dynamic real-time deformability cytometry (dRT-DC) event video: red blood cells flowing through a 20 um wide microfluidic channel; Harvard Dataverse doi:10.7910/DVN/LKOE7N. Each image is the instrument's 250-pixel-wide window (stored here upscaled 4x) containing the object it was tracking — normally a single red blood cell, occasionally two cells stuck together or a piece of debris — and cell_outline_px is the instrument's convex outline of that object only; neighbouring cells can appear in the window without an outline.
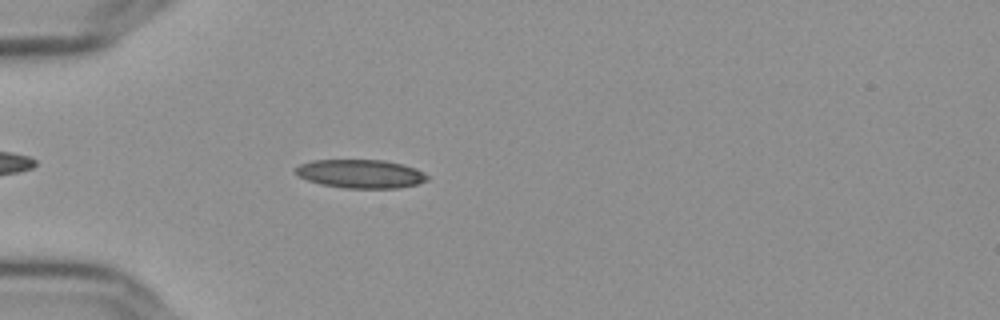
{"species": "Egyptian fruit bat (a non-hibernating species)", "species_latin": "Rousettus aegyptiacus", "temperature_condition": "cold", "stored_images_in_passage": 45, "camera_frame_rate_fps": 3000, "um_per_image_px": 0.085, "frame": {"image": 1, "passage_image": 6, "time_ms": 1.667, "image_size_px": [1000, 320], "cell_outline_px": [[428, 180], [416, 184], [400, 188], [344, 188], [320, 184], [296, 176], [292, 172], [300, 164], [312, 160], [384, 160], [416, 168], [428, 176]], "centroid_in_image_um": [30.6, 14.77], "position_along_channel_um": 54.4, "area_um2": 22.02}}
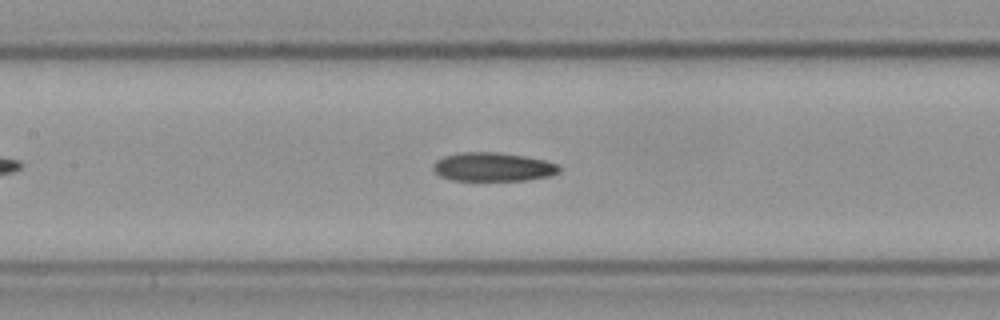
{"frame": {"image": 2, "passage_image": 16, "time_ms": 5.0, "image_size_px": [1000, 320], "cell_outline_px": [[560, 172], [548, 176], [524, 180], [452, 180], [440, 176], [432, 168], [436, 160], [444, 156], [460, 152], [500, 152], [524, 156], [544, 160], [556, 164], [560, 168]], "centroid_in_image_um": [41.88, 14.18], "position_along_channel_um": 165.5, "area_um2": 20.98}}
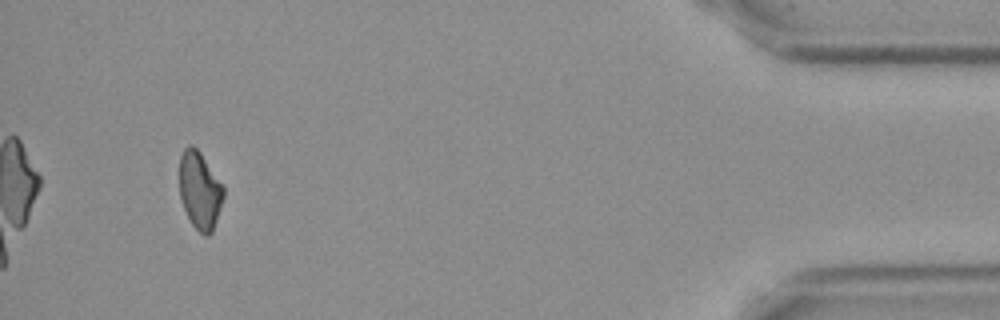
{"frame": {"image": 3, "passage_image": 42, "time_ms": 13.667, "image_size_px": [1000, 320], "cell_outline_px": [[224, 196], [212, 232], [208, 236], [204, 236], [192, 224], [184, 208], [180, 196], [180, 156], [184, 148], [188, 144], [192, 144], [200, 152], [224, 188]], "centroid_in_image_um": [16.97, 16.18], "position_along_channel_um": 418.2, "area_um2": 19.59}}